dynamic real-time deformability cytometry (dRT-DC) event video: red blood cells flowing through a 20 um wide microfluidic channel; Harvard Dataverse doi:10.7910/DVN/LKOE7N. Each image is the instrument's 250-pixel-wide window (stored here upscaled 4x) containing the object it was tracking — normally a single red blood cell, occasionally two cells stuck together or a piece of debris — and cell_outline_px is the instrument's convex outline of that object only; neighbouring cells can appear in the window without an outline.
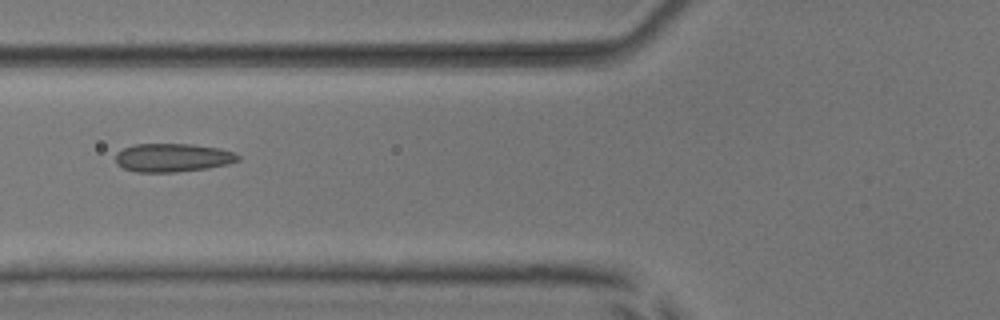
{"species": "common noctule bat (a hibernating species)", "species_latin": "Nyctalus noctula", "temperature_condition": "room temperature", "stored_images_in_passage": 6, "camera_frame_rate_fps": 3000, "um_per_image_px": 0.085, "animal": {"sex": "male", "body_mass_g": 17.9, "forearm_length_mm": 54.2}, "frame": {"image": 1, "passage_image": 6, "time_ms": 5.667, "image_size_px": [1000, 320], "cell_outline_px": [[240, 160], [228, 164], [208, 168], [176, 172], [136, 172], [124, 168], [116, 164], [116, 152], [132, 144], [192, 144], [220, 148], [232, 152], [240, 156]], "centroid_in_image_um": [14.67, 13.4], "position_along_channel_um": 111.1, "area_um2": 20.4}}